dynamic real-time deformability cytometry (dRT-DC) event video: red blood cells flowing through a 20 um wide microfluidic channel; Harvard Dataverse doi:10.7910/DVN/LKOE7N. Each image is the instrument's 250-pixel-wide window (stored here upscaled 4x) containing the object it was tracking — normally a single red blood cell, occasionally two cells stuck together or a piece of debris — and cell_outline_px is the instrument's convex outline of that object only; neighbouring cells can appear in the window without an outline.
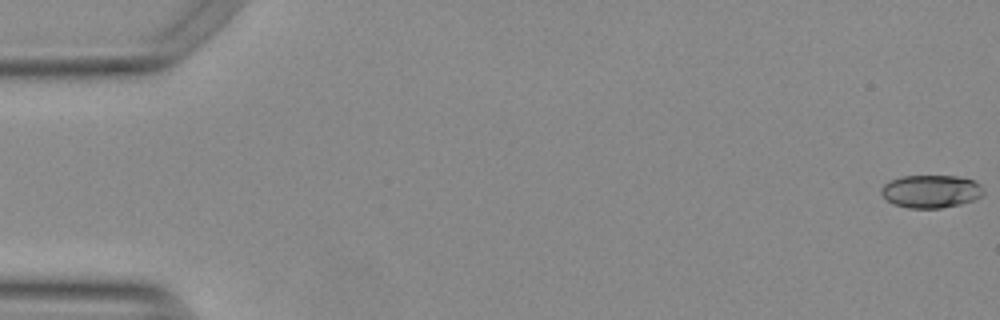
{"species": "Egyptian fruit bat (a non-hibernating species)", "species_latin": "Rousettus aegyptiacus", "temperature_condition": "warm", "stored_images_in_passage": 15, "camera_frame_rate_fps": 3000, "um_per_image_px": 0.085, "animal": {"sex": "female"}, "frame": {"image": 1, "passage_image": 1, "time_ms": 0.0, "image_size_px": [1000, 320], "cell_outline_px": [[984, 192], [976, 200], [960, 204], [940, 208], [908, 208], [892, 204], [880, 192], [880, 188], [884, 184], [900, 176], [956, 176], [972, 180], [980, 184]], "centroid_in_image_um": [79.12, 16.27], "position_along_channel_um": 5.9, "area_um2": 19.59}}
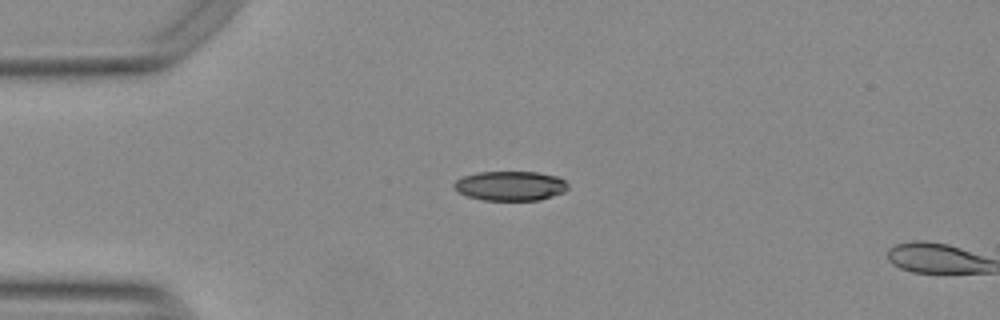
{"frame": {"image": 2, "passage_image": 14, "time_ms": 4.333, "image_size_px": [1000, 320], "cell_outline_px": [[568, 188], [564, 192], [540, 200], [484, 200], [468, 196], [460, 192], [452, 184], [456, 180], [464, 176], [476, 172], [536, 172], [556, 176], [564, 180], [568, 184]], "centroid_in_image_um": [43.39, 15.79], "position_along_channel_um": 41.6, "area_um2": 19.48}}